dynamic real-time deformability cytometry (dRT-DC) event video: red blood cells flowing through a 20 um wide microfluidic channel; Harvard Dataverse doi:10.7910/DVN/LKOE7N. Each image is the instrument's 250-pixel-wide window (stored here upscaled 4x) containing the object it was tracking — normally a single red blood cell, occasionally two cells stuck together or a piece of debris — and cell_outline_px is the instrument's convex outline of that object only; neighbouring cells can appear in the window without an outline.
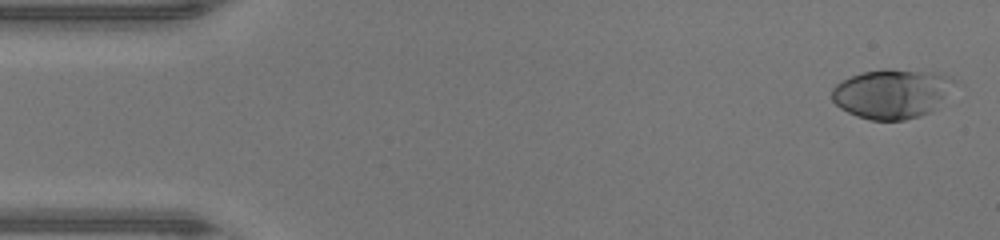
{"species": "human", "species_latin": "Homo sapiens", "temperature_condition": "warm", "stored_images_in_passage": 47, "camera_frame_rate_fps": 3000, "um_per_image_px": 0.085, "donor": {"sex": "male"}, "frame": {"image": 1, "passage_image": 1, "time_ms": 0.0, "image_size_px": [1000, 240], "cell_outline_px": [[944, 96], [936, 108], [920, 116], [904, 120], [872, 120], [856, 116], [840, 108], [832, 100], [832, 88], [836, 84], [852, 76], [864, 72], [884, 68], [888, 68], [932, 72], [944, 76]], "centroid_in_image_um": [75.63, 7.98], "position_along_channel_um": 9.4, "area_um2": 33.93}}
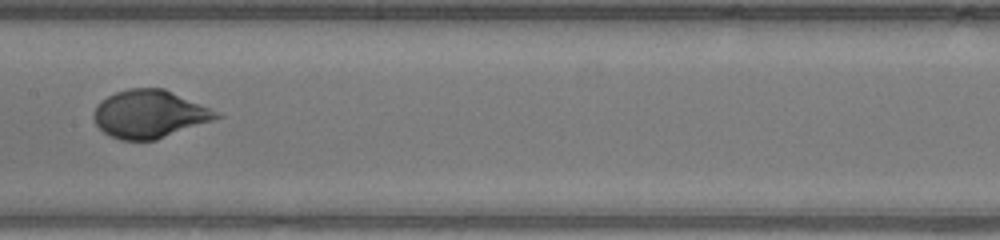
{"frame": {"image": 2, "passage_image": 23, "time_ms": 7.333, "image_size_px": [1000, 240], "cell_outline_px": [[224, 116], [156, 140], [120, 140], [104, 132], [96, 124], [92, 116], [92, 112], [96, 104], [100, 100], [116, 92], [128, 88], [164, 88], [220, 112]], "centroid_in_image_um": [12.69, 9.69], "position_along_channel_um": 194.7, "area_um2": 34.28}}
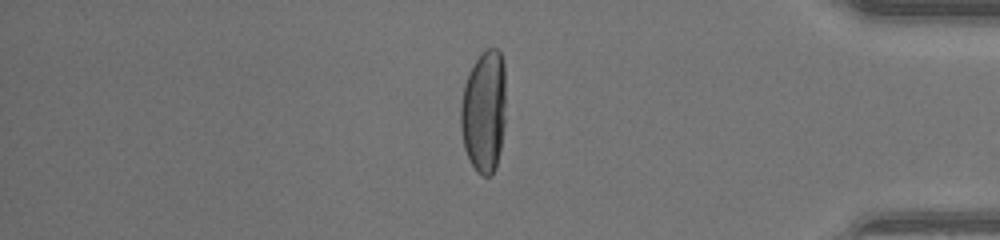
{"frame": {"image": 3, "passage_image": 39, "time_ms": 12.667, "image_size_px": [1000, 240], "cell_outline_px": [[504, 124], [500, 148], [496, 168], [488, 176], [480, 176], [476, 172], [464, 148], [460, 128], [460, 108], [464, 84], [468, 72], [472, 64], [480, 52], [488, 48], [496, 48], [500, 52], [504, 64]], "centroid_in_image_um": [41.11, 9.44], "position_along_channel_um": 394.1, "area_um2": 32.37}, "authors_computed_cell_mechanics": {"area_um2": 33.9286, "velocity_mm_per_s": 4.3682, "shape_relaxation_time_tau1_ms": 4.7985, "shape_relaxation_time_tau2_ms": null, "deformation_change_tau1": 0.2608, "deformation_change_tau2": null}}